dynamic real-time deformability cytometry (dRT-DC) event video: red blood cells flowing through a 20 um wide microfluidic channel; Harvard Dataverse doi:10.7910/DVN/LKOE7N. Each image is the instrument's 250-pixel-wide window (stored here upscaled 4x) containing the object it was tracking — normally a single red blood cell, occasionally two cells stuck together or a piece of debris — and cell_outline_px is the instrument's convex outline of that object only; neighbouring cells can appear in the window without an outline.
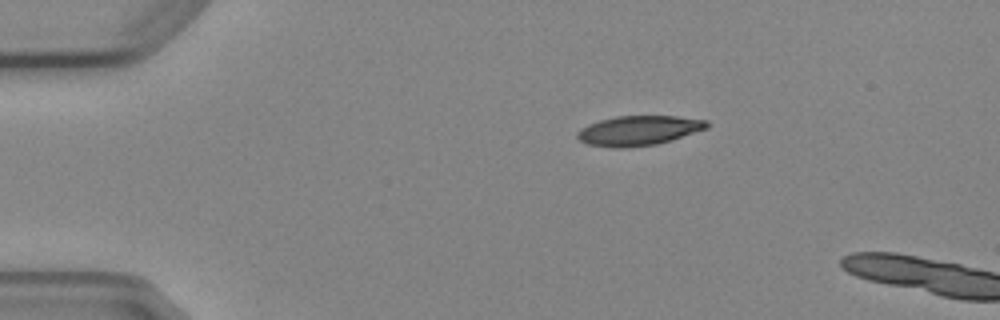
{"species": "Egyptian fruit bat (a non-hibernating species)", "species_latin": "Rousettus aegyptiacus", "temperature_condition": "cold", "stored_images_in_passage": 2, "camera_frame_rate_fps": 3000, "um_per_image_px": 0.085, "animal": {"sex": "female"}, "frame": {"image": 1, "passage_image": 1, "time_ms": 0.0, "image_size_px": [1000, 320], "cell_outline_px": [[708, 128], [656, 144], [624, 148], [616, 148], [588, 144], [580, 140], [576, 136], [576, 132], [580, 128], [588, 124], [600, 120], [616, 116], [676, 116], [708, 120]], "centroid_in_image_um": [54.25, 11.09], "position_along_channel_um": 30.7, "area_um2": 22.31}}